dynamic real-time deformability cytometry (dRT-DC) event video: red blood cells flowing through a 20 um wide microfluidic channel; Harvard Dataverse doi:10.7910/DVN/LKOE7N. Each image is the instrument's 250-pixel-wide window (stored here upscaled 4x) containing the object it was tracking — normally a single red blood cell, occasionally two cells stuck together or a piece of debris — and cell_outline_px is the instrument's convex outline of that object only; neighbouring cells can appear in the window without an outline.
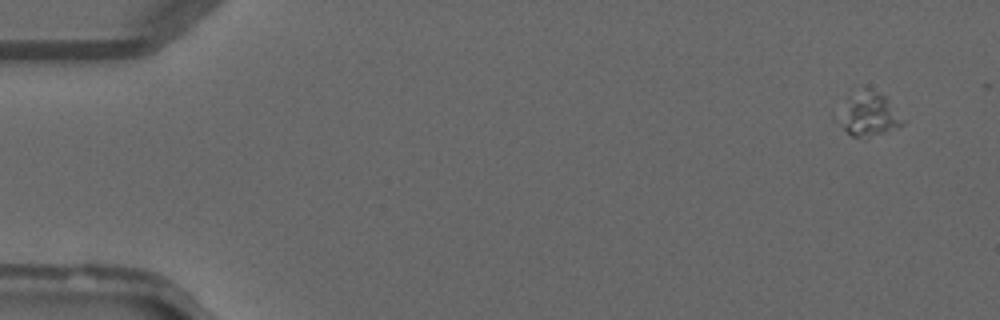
{"species": "common noctule bat (a hibernating species)", "species_latin": "Nyctalus noctula", "temperature_condition": "warm", "stored_images_in_passage": 4, "camera_frame_rate_fps": 3000, "um_per_image_px": 0.085, "animal": {"sex": "male", "forearm_length_mm": 52.5}, "frame": {"image": 1, "passage_image": 1, "time_ms": 0.0, "image_size_px": [1000, 320], "cell_outline_px": [[904, 124], [880, 132], [856, 136], [852, 136], [832, 120], [832, 112], [848, 96], [884, 96], [888, 100], [904, 120]], "centroid_in_image_um": [73.64, 9.8], "position_along_channel_um": 11.4, "area_um2": 15.32}}
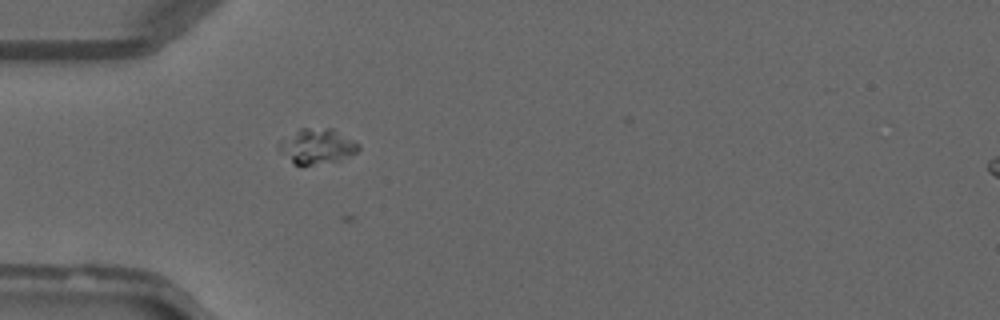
{"frame": {"image": 2, "passage_image": 4, "time_ms": 3.667, "image_size_px": [1000, 320], "cell_outline_px": [[360, 148], [356, 152], [336, 160], [308, 164], [296, 164], [280, 152], [276, 148], [276, 144], [280, 140], [300, 128], [332, 128], [360, 144]], "centroid_in_image_um": [26.9, 12.39], "position_along_channel_um": 58.1, "area_um2": 15.9}}